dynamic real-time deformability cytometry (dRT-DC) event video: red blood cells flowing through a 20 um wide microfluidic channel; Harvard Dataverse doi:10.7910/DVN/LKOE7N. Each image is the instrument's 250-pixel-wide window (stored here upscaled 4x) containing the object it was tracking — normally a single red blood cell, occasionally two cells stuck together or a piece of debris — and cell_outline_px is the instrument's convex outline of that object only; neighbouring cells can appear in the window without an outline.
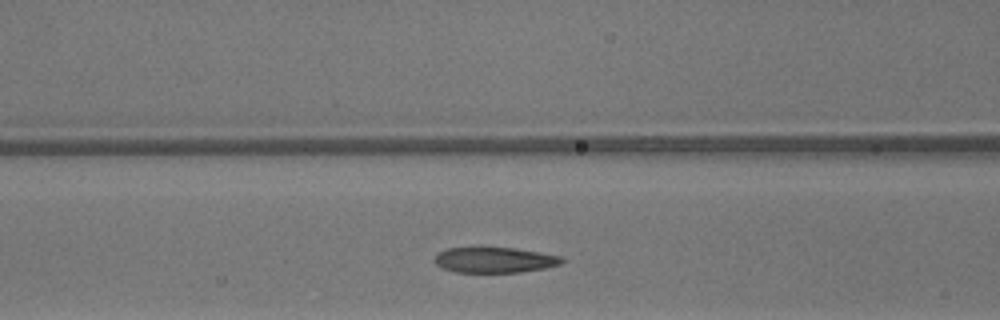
{"species": "common noctule bat (a hibernating species)", "species_latin": "Nyctalus noctula", "temperature_condition": "warm", "stored_images_in_passage": 31, "camera_frame_rate_fps": 3000, "um_per_image_px": 0.085, "animal": {"sex": "male", "body_mass_g": 13.3}, "frame": {"image": 1, "passage_image": 13, "time_ms": 4.0, "image_size_px": [1000, 320], "cell_outline_px": [[564, 260], [560, 264], [544, 268], [520, 272], [456, 272], [444, 268], [436, 264], [436, 252], [448, 248], [480, 244], [512, 248], [560, 256]], "centroid_in_image_um": [41.96, 22.05], "position_along_channel_um": 124.6, "area_um2": 19.42}}
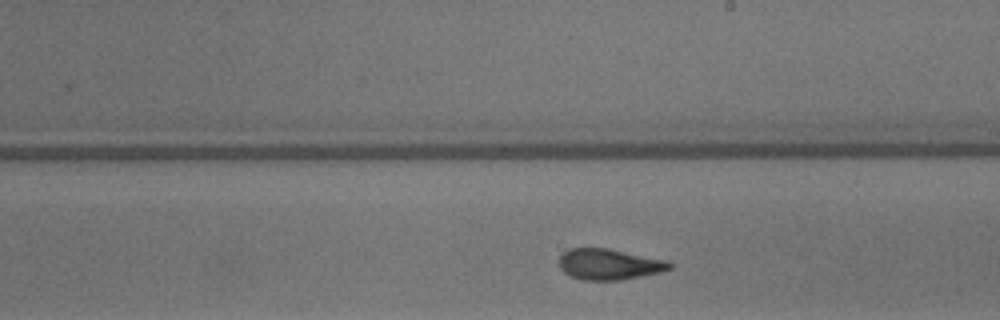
{"frame": {"image": 2, "passage_image": 21, "time_ms": 6.667, "image_size_px": [1000, 320], "cell_outline_px": [[672, 268], [660, 272], [620, 280], [584, 280], [572, 276], [564, 272], [560, 268], [560, 256], [568, 248], [608, 248], [668, 260], [672, 264]], "centroid_in_image_um": [51.79, 22.45], "position_along_channel_um": 237.2, "area_um2": 19.83}}
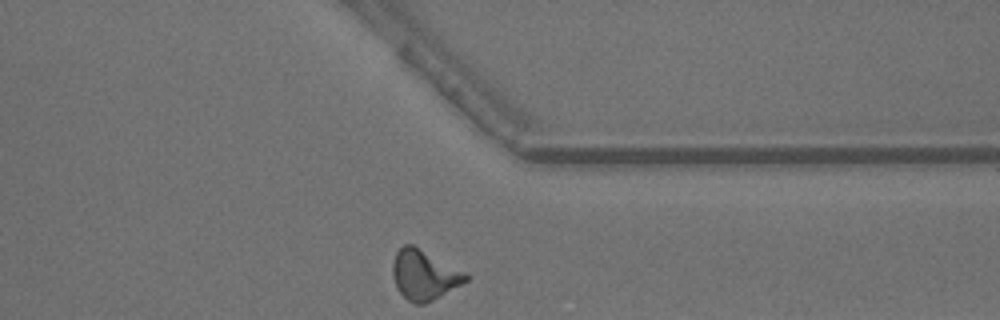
{"frame": {"image": 3, "passage_image": 31, "time_ms": 10.0, "image_size_px": [1000, 320], "cell_outline_px": [[468, 280], [432, 300], [424, 304], [416, 304], [408, 300], [396, 288], [392, 276], [392, 264], [396, 252], [404, 244], [412, 244], [468, 272]], "centroid_in_image_um": [36.05, 23.34], "position_along_channel_um": 375.4, "area_um2": 21.27}, "authors_computed_cell_mechanics": {"area_um2": 19.941, "velocity_mm_per_s": 4.2241, "shape_relaxation_time_tau1_ms": 5.3297, "shape_relaxation_time_tau2_ms": 1.7568, "deformation_change_tau1": 0.2104, "deformation_change_tau2": 0.0988}}